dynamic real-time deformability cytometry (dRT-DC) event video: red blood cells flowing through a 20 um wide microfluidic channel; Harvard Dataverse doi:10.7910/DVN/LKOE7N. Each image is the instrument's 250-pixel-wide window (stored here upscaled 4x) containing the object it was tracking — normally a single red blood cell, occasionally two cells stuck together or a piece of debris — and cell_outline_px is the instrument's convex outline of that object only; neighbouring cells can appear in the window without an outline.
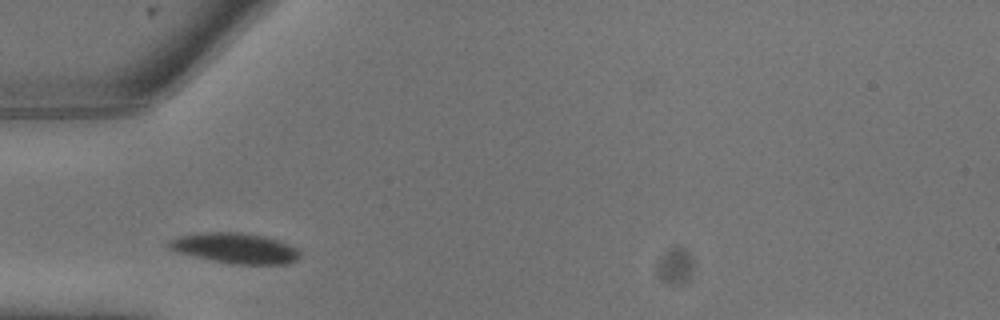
{"species": "common noctule bat (a hibernating species)", "species_latin": "Nyctalus noctula", "temperature_condition": "warm", "stored_images_in_passage": 5, "camera_frame_rate_fps": 3000, "um_per_image_px": 0.085, "animal": {"sex": "male", "body_mass_g": 13.3}, "frame": {"image": 1, "passage_image": 1, "time_ms": 0.0, "image_size_px": [1000, 320], "cell_outline_px": [[300, 256], [296, 260], [288, 264], [236, 264], [212, 260], [180, 252], [168, 248], [164, 244], [168, 240], [176, 236], [204, 232], [240, 232], [260, 236], [276, 240], [296, 248], [300, 252]], "centroid_in_image_um": [19.94, 21.09], "position_along_channel_um": 65.1, "area_um2": 22.95}}
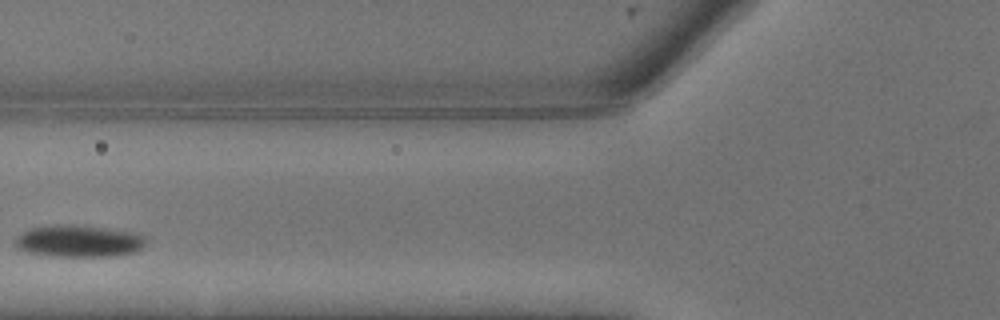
{"frame": {"image": 2, "passage_image": 3, "time_ms": 0.667, "image_size_px": [1000, 320], "cell_outline_px": [[144, 244], [140, 248], [132, 252], [116, 256], [56, 256], [28, 252], [16, 248], [16, 236], [32, 228], [64, 224], [72, 224], [128, 232], [144, 236]], "centroid_in_image_um": [6.65, 20.5], "position_along_channel_um": 119.2, "area_um2": 23.64}}
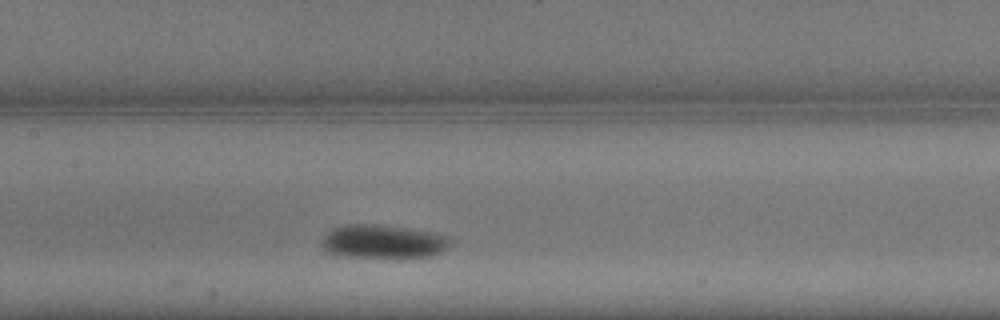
{"frame": {"image": 3, "passage_image": 5, "time_ms": 1.333, "image_size_px": [1000, 320], "cell_outline_px": [[448, 248], [432, 256], [344, 256], [328, 252], [324, 248], [320, 240], [332, 228], [344, 224], [376, 224], [408, 228], [448, 236]], "centroid_in_image_um": [32.5, 20.5], "position_along_channel_um": 174.9, "area_um2": 24.57}}